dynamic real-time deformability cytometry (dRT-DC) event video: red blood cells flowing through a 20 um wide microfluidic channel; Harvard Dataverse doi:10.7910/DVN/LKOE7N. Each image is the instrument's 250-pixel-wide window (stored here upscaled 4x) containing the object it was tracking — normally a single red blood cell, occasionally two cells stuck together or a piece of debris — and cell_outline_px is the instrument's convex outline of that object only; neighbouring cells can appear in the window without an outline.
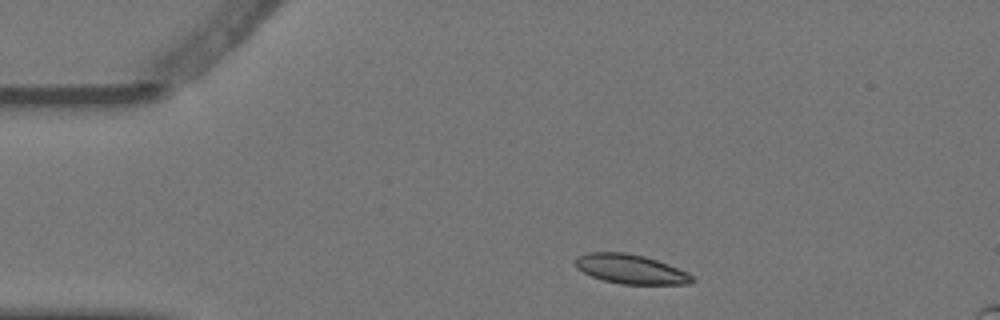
{"species": "Egyptian fruit bat (a non-hibernating species)", "species_latin": "Rousettus aegyptiacus", "temperature_condition": "warm", "stored_images_in_passage": 4, "camera_frame_rate_fps": 3000, "um_per_image_px": 0.085, "animal": {"sex": "female"}, "frame": {"image": 1, "passage_image": 1, "time_ms": 0.0, "image_size_px": [1000, 320], "cell_outline_px": [[696, 280], [688, 284], [620, 284], [604, 280], [592, 276], [576, 268], [576, 256], [588, 252], [624, 252], [644, 256], [668, 264], [688, 272]], "centroid_in_image_um": [53.61, 22.87], "position_along_channel_um": 31.4, "area_um2": 19.94}}